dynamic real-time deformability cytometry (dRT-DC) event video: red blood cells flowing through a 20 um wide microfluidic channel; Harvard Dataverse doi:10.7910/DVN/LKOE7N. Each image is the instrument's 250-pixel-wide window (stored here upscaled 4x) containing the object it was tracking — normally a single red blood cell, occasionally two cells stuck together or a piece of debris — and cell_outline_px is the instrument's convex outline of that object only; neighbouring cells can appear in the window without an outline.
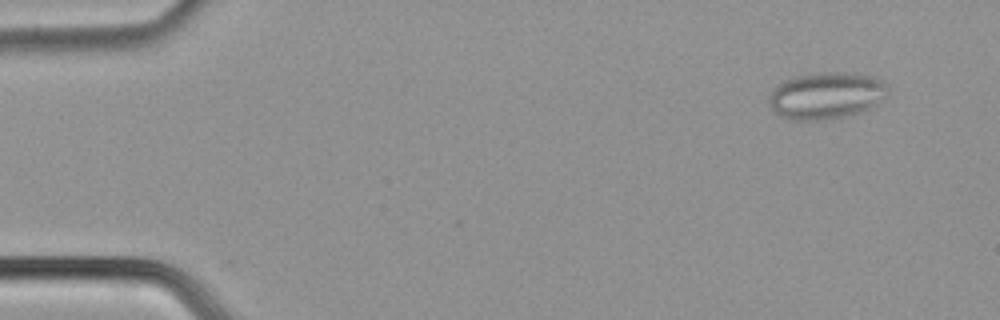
{"species": "common noctule bat (a hibernating species)", "species_latin": "Nyctalus noctula", "temperature_condition": "cold", "stored_images_in_passage": 55, "segment_of_instrument_passage": [1, 2], "camera_frame_rate_fps": 3000, "um_per_image_px": 0.085, "animal": {"sex": "male", "body_mass_g": 21.5, "forearm_length_mm": 52.0}, "frame": {"image": 1, "passage_image": 5, "time_ms": 1.333, "image_size_px": [1000, 320], "cell_outline_px": [[888, 96], [876, 104], [868, 108], [844, 116], [816, 120], [792, 120], [780, 116], [772, 108], [768, 100], [768, 96], [772, 88], [776, 84], [784, 80], [796, 76], [820, 72], [844, 72], [872, 76], [884, 80], [888, 84]], "centroid_in_image_um": [70.22, 8.1], "position_along_channel_um": 14.8, "area_um2": 32.54}}